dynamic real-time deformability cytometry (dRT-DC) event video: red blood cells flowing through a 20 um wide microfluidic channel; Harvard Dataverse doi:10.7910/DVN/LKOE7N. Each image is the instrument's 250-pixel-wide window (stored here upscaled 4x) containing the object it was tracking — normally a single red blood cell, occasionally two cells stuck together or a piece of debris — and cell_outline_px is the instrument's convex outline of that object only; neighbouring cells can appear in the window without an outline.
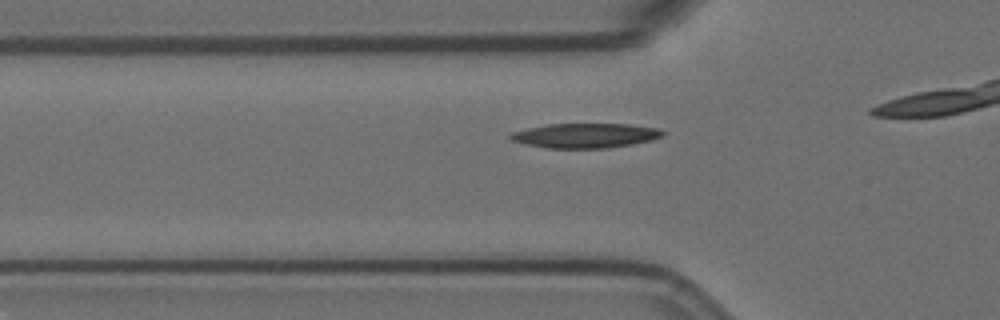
{"species": "Egyptian fruit bat (a non-hibernating species)", "species_latin": "Rousettus aegyptiacus", "temperature_condition": "room temperature", "stored_images_in_passage": 15, "camera_frame_rate_fps": 3000, "um_per_image_px": 0.085, "animal": {"sex": "female"}, "frame": {"image": 1, "passage_image": 9, "time_ms": 2.667, "image_size_px": [1000, 320], "cell_outline_px": [[664, 136], [652, 140], [632, 144], [608, 148], [548, 148], [524, 144], [508, 140], [508, 136], [512, 132], [528, 128], [548, 124], [632, 124], [660, 128], [664, 132]], "centroid_in_image_um": [49.76, 11.52], "position_along_channel_um": 76.0, "area_um2": 22.08}}
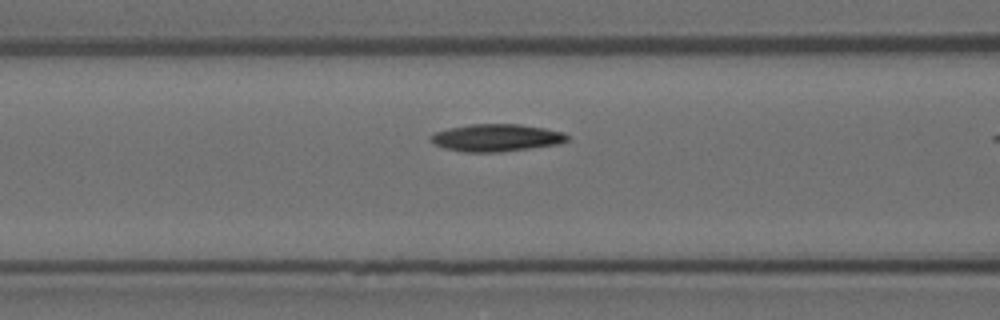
{"frame": {"image": 2, "passage_image": 13, "time_ms": 4.0, "image_size_px": [1000, 320], "cell_outline_px": [[568, 140], [560, 144], [500, 152], [464, 152], [444, 148], [432, 144], [428, 140], [428, 136], [436, 132], [448, 128], [468, 124], [520, 124], [544, 128], [564, 132], [568, 136]], "centroid_in_image_um": [42.14, 11.71], "position_along_channel_um": 124.5, "area_um2": 22.02}}